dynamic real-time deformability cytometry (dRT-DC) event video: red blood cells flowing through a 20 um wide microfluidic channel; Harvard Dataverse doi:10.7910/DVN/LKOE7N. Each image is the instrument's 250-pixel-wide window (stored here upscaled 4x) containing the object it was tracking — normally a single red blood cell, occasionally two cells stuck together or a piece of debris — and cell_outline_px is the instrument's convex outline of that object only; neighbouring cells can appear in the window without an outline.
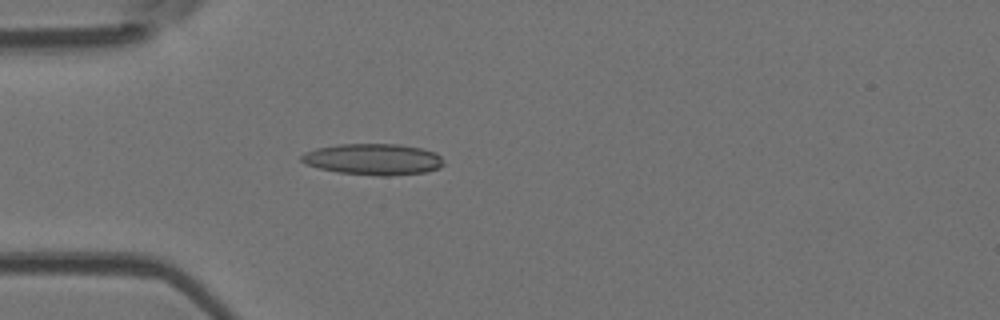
{"species": "Egyptian fruit bat (a non-hibernating species)", "species_latin": "Rousettus aegyptiacus", "temperature_condition": "room temperature", "stored_images_in_passage": 40, "camera_frame_rate_fps": 3000, "um_per_image_px": 0.085, "animal": {"sex": "female"}, "frame": {"image": 1, "passage_image": 7, "time_ms": 2.0, "image_size_px": [1000, 320], "cell_outline_px": [[444, 164], [440, 168], [424, 172], [388, 176], [380, 176], [336, 172], [304, 164], [300, 160], [300, 156], [304, 152], [316, 148], [340, 144], [400, 144], [420, 148], [436, 152], [444, 160]], "centroid_in_image_um": [31.72, 13.54], "position_along_channel_um": 53.3, "area_um2": 26.07}}
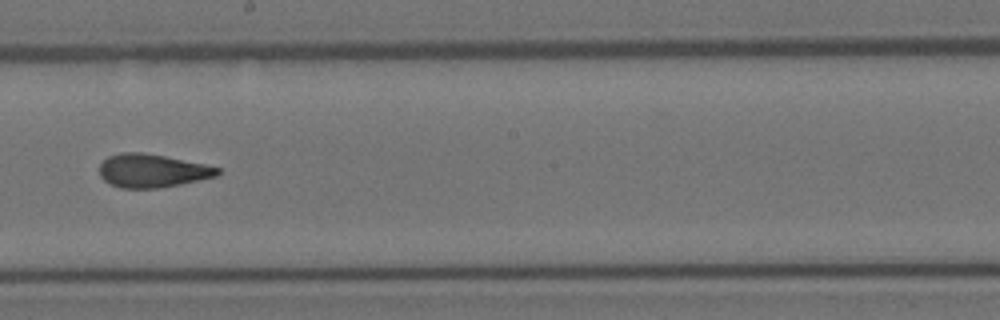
{"frame": {"image": 2, "passage_image": 21, "time_ms": 6.667, "image_size_px": [1000, 320], "cell_outline_px": [[220, 172], [216, 176], [180, 184], [156, 188], [120, 188], [104, 180], [100, 176], [100, 164], [108, 156], [120, 152], [140, 152], [164, 156], [204, 164], [220, 168]], "centroid_in_image_um": [12.91, 14.51], "position_along_channel_um": 235.3, "area_um2": 22.72}}
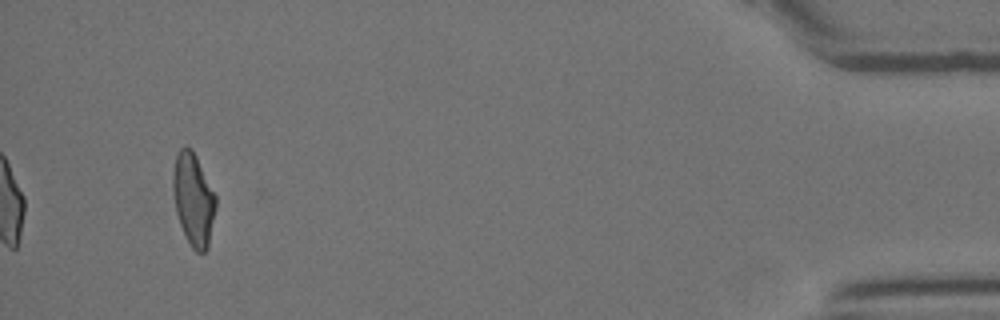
{"frame": {"image": 3, "passage_image": 40, "time_ms": 13.0, "image_size_px": [1000, 320], "cell_outline_px": [[216, 208], [208, 248], [204, 252], [196, 252], [192, 248], [180, 224], [176, 212], [172, 188], [172, 172], [176, 156], [180, 148], [192, 148], [216, 196]], "centroid_in_image_um": [16.44, 16.95], "position_along_channel_um": 418.8, "area_um2": 22.95}, "authors_computed_cell_mechanics": {"area_um2": 23.3801, "velocity_mm_per_s": 4.0593, "shape_relaxation_time_tau1_ms": null, "shape_relaxation_time_tau2_ms": 1.7488, "deformation_change_tau1": null, "deformation_change_tau2": 0.0922}}